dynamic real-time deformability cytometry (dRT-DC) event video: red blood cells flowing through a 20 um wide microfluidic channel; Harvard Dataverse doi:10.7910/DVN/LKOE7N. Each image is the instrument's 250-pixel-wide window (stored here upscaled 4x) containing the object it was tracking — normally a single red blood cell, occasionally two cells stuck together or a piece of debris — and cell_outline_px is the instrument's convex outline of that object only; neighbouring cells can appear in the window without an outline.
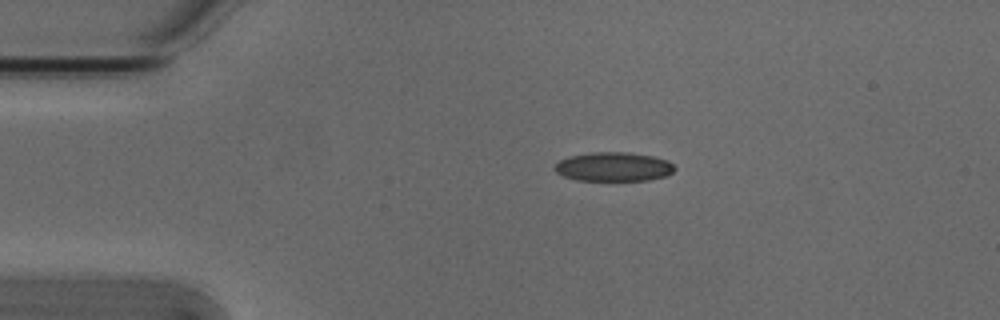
{"species": "Egyptian fruit bat (a non-hibernating species)", "species_latin": "Rousettus aegyptiacus", "temperature_condition": "cold", "stored_images_in_passage": 2, "camera_frame_rate_fps": 3000, "um_per_image_px": 0.085, "animal": {"sex": "male"}, "frame": {"image": 1, "passage_image": 2, "time_ms": 0.333, "image_size_px": [1000, 320], "cell_outline_px": [[676, 168], [672, 172], [664, 176], [648, 180], [576, 180], [564, 176], [556, 172], [556, 164], [560, 160], [572, 156], [592, 152], [624, 152], [652, 156], [668, 160]], "centroid_in_image_um": [52.17, 14.17], "position_along_channel_um": 32.8, "area_um2": 20.0}}